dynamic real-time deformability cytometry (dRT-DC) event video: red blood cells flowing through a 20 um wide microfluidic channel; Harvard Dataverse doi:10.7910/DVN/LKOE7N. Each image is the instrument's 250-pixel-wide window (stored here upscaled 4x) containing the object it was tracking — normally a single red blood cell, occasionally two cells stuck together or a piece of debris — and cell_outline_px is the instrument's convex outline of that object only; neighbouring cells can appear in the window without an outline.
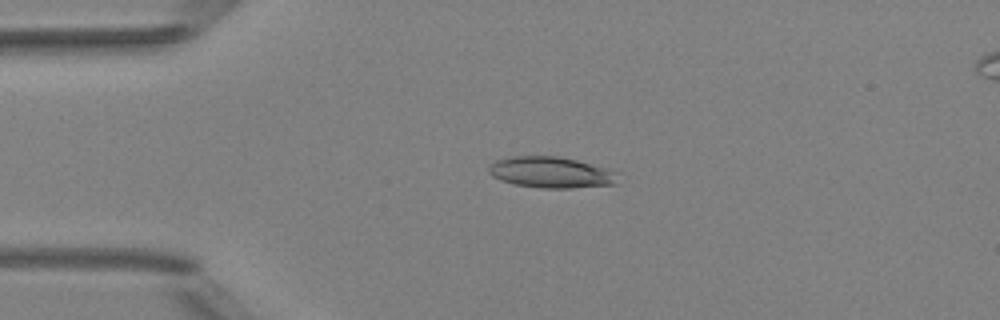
{"species": "Egyptian fruit bat (a non-hibernating species)", "species_latin": "Rousettus aegyptiacus", "temperature_condition": "room temperature", "stored_images_in_passage": 3, "camera_frame_rate_fps": 3000, "um_per_image_px": 0.085, "animal": {"sex": "female"}, "frame": {"image": 1, "passage_image": 2, "time_ms": 1.333, "image_size_px": [1000, 320], "cell_outline_px": [[616, 184], [572, 188], [540, 188], [512, 184], [500, 180], [492, 176], [488, 172], [488, 168], [496, 160], [508, 156], [556, 156], [576, 160], [604, 168], [616, 172]], "centroid_in_image_um": [46.77, 14.66], "position_along_channel_um": 38.2, "area_um2": 23.29}}